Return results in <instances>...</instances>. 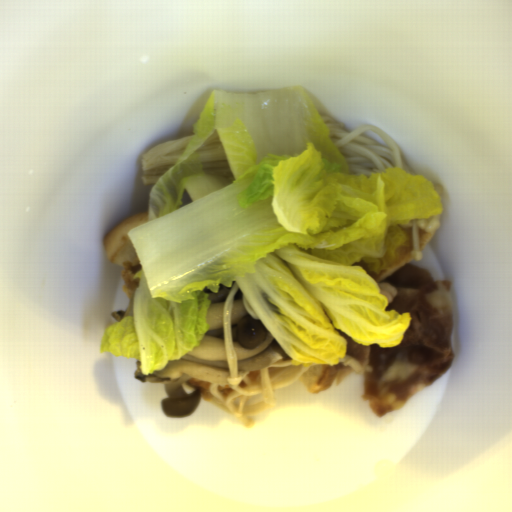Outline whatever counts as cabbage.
<instances>
[{"label":"cabbage","instance_id":"cabbage-1","mask_svg":"<svg viewBox=\"0 0 512 512\" xmlns=\"http://www.w3.org/2000/svg\"><path fill=\"white\" fill-rule=\"evenodd\" d=\"M176 162L148 192L147 222L128 230L140 270L126 315L103 328L100 354L158 373L209 331L208 294L236 283L294 365H336L337 330L394 347L412 316L386 311L374 274L404 263L401 226L439 215L430 179L397 168L351 175L302 86L217 90ZM217 129L235 176L201 171Z\"/></svg>","mask_w":512,"mask_h":512}]
</instances>
